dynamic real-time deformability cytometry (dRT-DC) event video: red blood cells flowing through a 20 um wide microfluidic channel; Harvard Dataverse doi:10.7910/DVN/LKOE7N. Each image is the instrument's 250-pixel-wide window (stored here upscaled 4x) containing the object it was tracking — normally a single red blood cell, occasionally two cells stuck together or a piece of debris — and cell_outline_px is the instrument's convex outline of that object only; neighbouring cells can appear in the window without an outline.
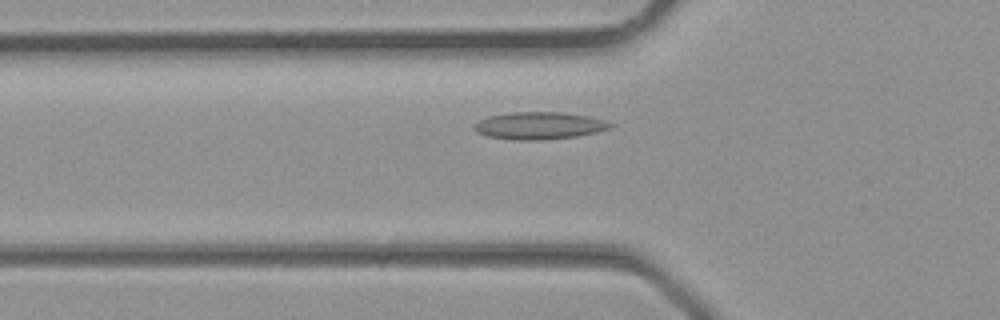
{"species": "common noctule bat (a hibernating species)", "species_latin": "Nyctalus noctula", "temperature_condition": "room temperature", "stored_images_in_passage": 26, "segment_of_instrument_passage": [1, 2], "camera_frame_rate_fps": 3000, "um_per_image_px": 0.085, "animal": {"sex": "male", "body_mass_g": 23.1, "forearm_length_mm": 52.7}, "frame": {"image": 1, "passage_image": 2, "time_ms": 0.333, "image_size_px": [1000, 320], "cell_outline_px": [[612, 124], [608, 128], [596, 132], [576, 136], [540, 140], [512, 140], [488, 136], [476, 132], [472, 128], [472, 124], [488, 116], [512, 112], [560, 112], [588, 116], [604, 120]], "centroid_in_image_um": [45.75, 10.68], "position_along_channel_um": 80.0, "area_um2": 21.56}}
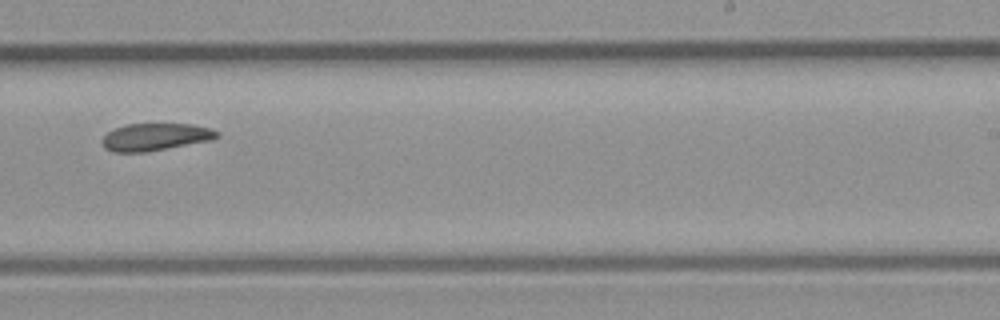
{"frame": {"image": 2, "passage_image": 12, "time_ms": 3.667, "image_size_px": [1000, 320], "cell_outline_px": [[220, 136], [212, 140], [144, 152], [112, 152], [104, 148], [100, 140], [108, 132], [116, 128], [128, 124], [192, 124], [212, 128], [220, 132]], "centroid_in_image_um": [13.22, 11.64], "position_along_channel_um": 275.8, "area_um2": 18.32}}
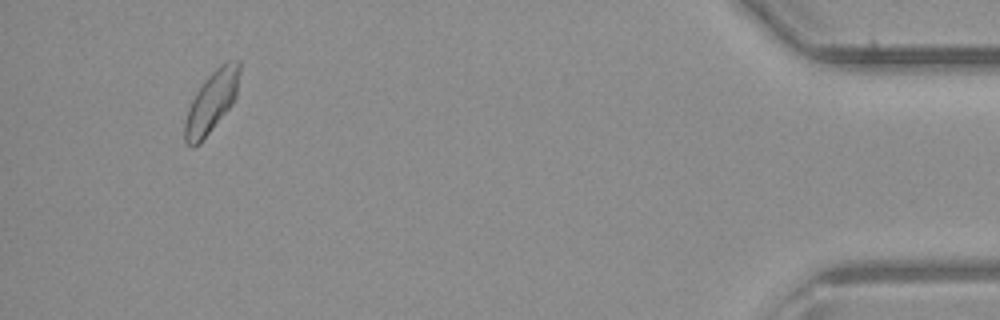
{"frame": {"image": 3, "passage_image": 23, "time_ms": 7.333, "image_size_px": [1000, 320], "cell_outline_px": [[240, 72], [236, 96], [232, 104], [200, 144], [192, 148], [184, 140], [184, 120], [188, 108], [196, 92], [204, 80], [220, 64], [228, 60], [240, 60]], "centroid_in_image_um": [17.97, 8.66], "position_along_channel_um": 417.2, "area_um2": 19.59}}